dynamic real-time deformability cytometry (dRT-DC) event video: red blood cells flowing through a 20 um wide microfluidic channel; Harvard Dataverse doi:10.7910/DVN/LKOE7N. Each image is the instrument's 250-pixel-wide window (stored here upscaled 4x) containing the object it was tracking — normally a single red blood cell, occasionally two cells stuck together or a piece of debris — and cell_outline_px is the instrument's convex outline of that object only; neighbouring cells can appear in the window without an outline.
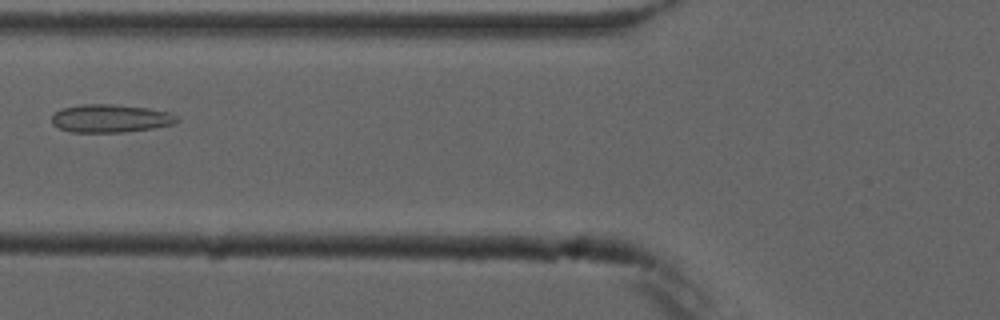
{"species": "common noctule bat (a hibernating species)", "species_latin": "Nyctalus noctula", "temperature_condition": "cold", "stored_images_in_passage": 3, "camera_frame_rate_fps": 3000, "um_per_image_px": 0.085, "animal": {"sex": "male", "forearm_length_mm": 52.5}, "frame": {"image": 1, "passage_image": 2, "time_ms": 1.333, "image_size_px": [1000, 320], "cell_outline_px": [[180, 120], [172, 124], [152, 128], [120, 132], [72, 132], [60, 128], [52, 124], [52, 116], [56, 112], [64, 108], [84, 104], [112, 104], [148, 108], [172, 112]], "centroid_in_image_um": [9.41, 10.06], "position_along_channel_um": 116.4, "area_um2": 20.29}}
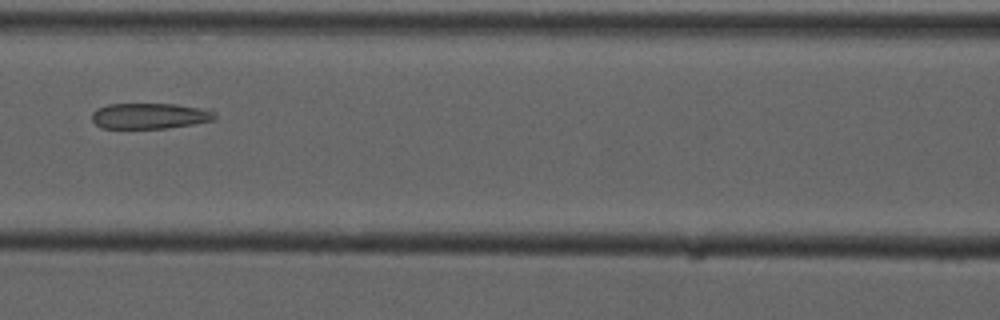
{"frame": {"image": 2, "passage_image": 3, "time_ms": 2.333, "image_size_px": [1000, 320], "cell_outline_px": [[216, 120], [168, 128], [100, 128], [92, 120], [92, 112], [96, 108], [108, 104], [176, 104], [212, 108], [216, 112]], "centroid_in_image_um": [12.8, 9.84], "position_along_channel_um": 153.8, "area_um2": 18.84}}